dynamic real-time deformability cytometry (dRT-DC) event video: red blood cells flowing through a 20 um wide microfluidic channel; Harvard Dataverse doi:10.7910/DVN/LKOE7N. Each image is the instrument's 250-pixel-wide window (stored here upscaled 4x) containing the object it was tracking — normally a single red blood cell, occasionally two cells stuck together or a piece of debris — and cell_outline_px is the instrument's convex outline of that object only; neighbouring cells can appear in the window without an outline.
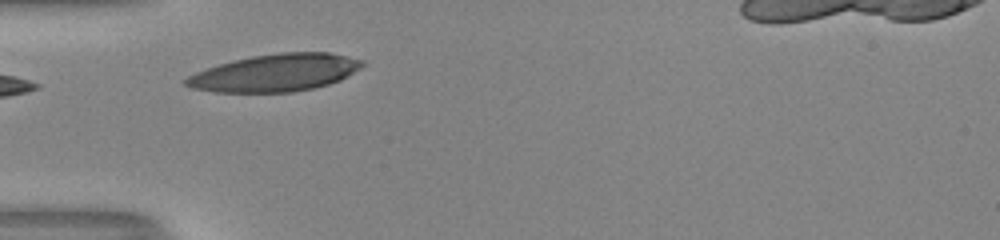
{"species": "human", "species_latin": "Homo sapiens", "temperature_condition": "room temperature", "stored_images_in_passage": 26, "camera_frame_rate_fps": 3000, "um_per_image_px": 0.085, "donor": {"sex": "male"}, "frame": {"image": 1, "passage_image": 1, "time_ms": 0.0, "image_size_px": [1000, 240], "cell_outline_px": [[364, 64], [360, 68], [340, 80], [328, 84], [312, 88], [292, 92], [216, 92], [192, 88], [184, 84], [180, 80], [196, 72], [232, 60], [252, 56], [280, 52], [328, 52], [348, 56], [364, 60]], "centroid_in_image_um": [23.38, 6.18], "position_along_channel_um": 61.6, "area_um2": 38.32}}
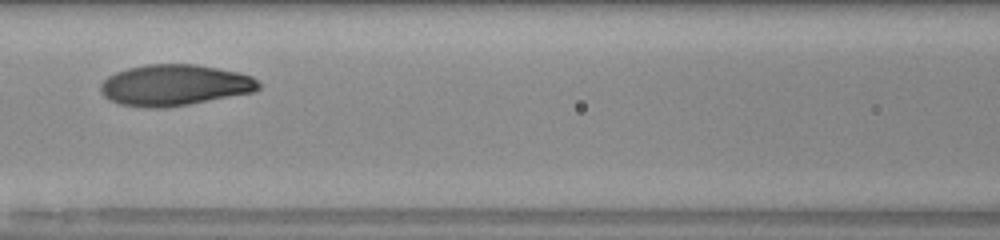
{"frame": {"image": 2, "passage_image": 8, "time_ms": 2.333, "image_size_px": [1000, 240], "cell_outline_px": [[260, 88], [252, 92], [188, 104], [164, 108], [148, 108], [120, 104], [104, 96], [100, 92], [100, 84], [108, 76], [116, 72], [128, 68], [148, 64], [196, 64], [236, 72], [252, 76], [260, 84]], "centroid_in_image_um": [14.81, 7.23], "position_along_channel_um": 151.8, "area_um2": 37.57}}
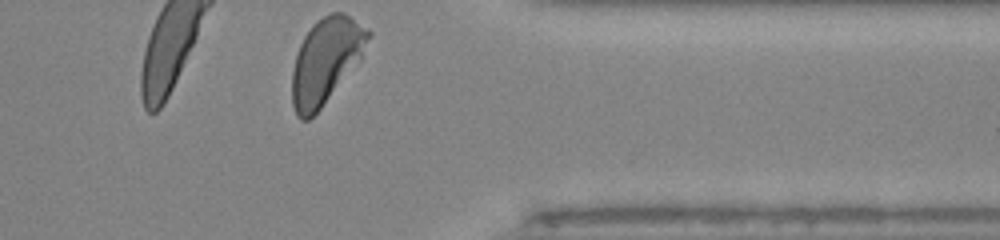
{"frame": {"image": 3, "passage_image": 26, "time_ms": 8.333, "image_size_px": [1000, 240], "cell_outline_px": [[372, 36], [360, 60], [320, 108], [308, 120], [300, 120], [296, 116], [292, 104], [292, 72], [296, 56], [300, 44], [304, 36], [312, 24], [316, 20], [332, 12], [344, 12], [368, 28], [372, 32]], "centroid_in_image_um": [27.71, 5.13], "position_along_channel_um": 383.7, "area_um2": 37.8}, "authors_computed_cell_mechanics": {"area_um2": 37.4833, "velocity_mm_per_s": 4.0272, "shape_relaxation_time_tau1_ms": 3.02, "shape_relaxation_time_tau2_ms": 0.8627, "deformation_change_tau1": 0.1694, "deformation_change_tau2": 0.0546}}